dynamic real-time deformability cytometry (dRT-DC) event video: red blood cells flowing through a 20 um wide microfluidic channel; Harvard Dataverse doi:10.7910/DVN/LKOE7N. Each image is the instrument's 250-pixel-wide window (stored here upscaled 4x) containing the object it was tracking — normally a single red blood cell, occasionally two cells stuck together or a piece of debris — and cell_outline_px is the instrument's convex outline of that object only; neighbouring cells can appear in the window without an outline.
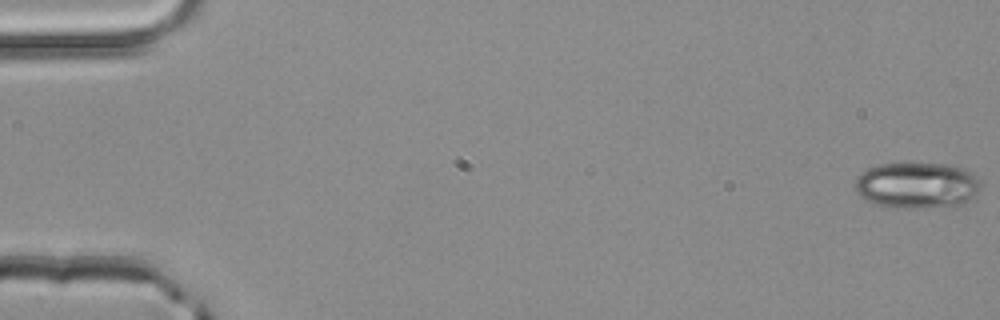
{"species": "common noctule bat (a hibernating species)", "species_latin": "Nyctalus noctula", "temperature_condition": "room temperature", "stored_images_in_passage": 4, "camera_frame_rate_fps": 3000, "um_per_image_px": 0.085, "animal": {"sex": "male", "body_mass_g": 20.4}, "frame": {"image": 1, "passage_image": 1, "time_ms": 0.0, "image_size_px": [1000, 320], "cell_outline_px": [[980, 188], [964, 204], [924, 208], [896, 208], [876, 204], [864, 200], [856, 192], [856, 176], [868, 168], [880, 164], [948, 164], [964, 168], [972, 172], [980, 180]], "centroid_in_image_um": [77.93, 15.76], "position_along_channel_um": 7.1, "area_um2": 33.81}}